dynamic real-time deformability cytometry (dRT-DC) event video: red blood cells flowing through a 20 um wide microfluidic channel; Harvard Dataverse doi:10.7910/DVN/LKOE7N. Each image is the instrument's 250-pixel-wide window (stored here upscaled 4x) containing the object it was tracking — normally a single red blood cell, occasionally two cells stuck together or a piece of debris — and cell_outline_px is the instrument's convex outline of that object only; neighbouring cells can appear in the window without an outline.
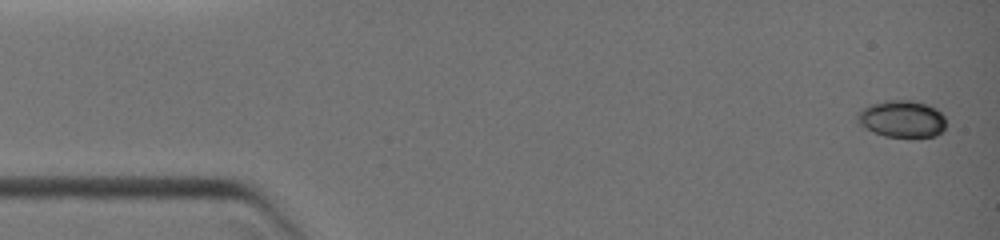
{"species": "common noctule bat (a hibernating species)", "species_latin": "Nyctalus noctula", "temperature_condition": "warm", "stored_images_in_passage": 12, "camera_frame_rate_fps": 3000, "um_per_image_px": 0.085, "animal": {"sex": "female", "body_mass_g": 19.0, "forearm_length_mm": 51.5}, "frame": {"image": 1, "passage_image": 1, "time_ms": 0.0, "image_size_px": [1000, 240], "cell_outline_px": [[944, 128], [936, 136], [884, 136], [872, 132], [864, 128], [856, 120], [856, 112], [868, 104], [884, 100], [912, 100], [928, 104], [936, 108], [944, 116]], "centroid_in_image_um": [76.6, 10.08], "position_along_channel_um": 8.4, "area_um2": 19.25}}
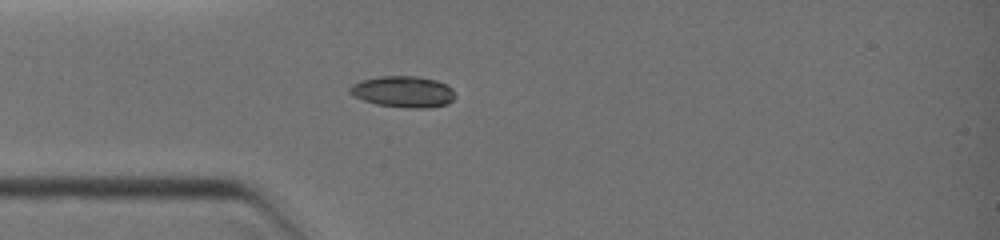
{"frame": {"image": 2, "passage_image": 10, "time_ms": 3.333, "image_size_px": [1000, 240], "cell_outline_px": [[456, 96], [448, 104], [428, 108], [408, 108], [376, 104], [364, 100], [348, 92], [348, 88], [352, 84], [360, 80], [380, 76], [416, 76], [436, 80], [452, 88]], "centroid_in_image_um": [34.27, 7.79], "position_along_channel_um": 50.7, "area_um2": 19.25}}